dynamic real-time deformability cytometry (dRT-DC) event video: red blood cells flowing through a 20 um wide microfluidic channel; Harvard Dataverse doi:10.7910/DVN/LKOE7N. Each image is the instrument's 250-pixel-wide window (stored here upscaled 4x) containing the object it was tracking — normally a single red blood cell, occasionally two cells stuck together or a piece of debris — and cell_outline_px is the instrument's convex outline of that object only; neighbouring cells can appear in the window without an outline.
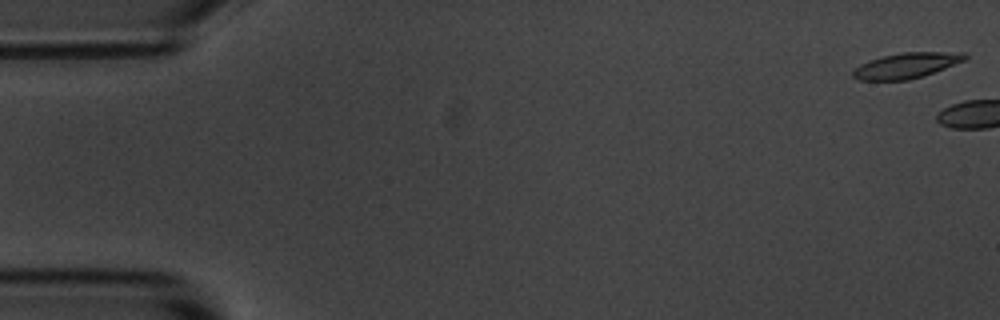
{"species": "common noctule bat (a hibernating species)", "species_latin": "Nyctalus noctula", "temperature_condition": "room temperature", "stored_images_in_passage": 4, "camera_frame_rate_fps": 3000, "um_per_image_px": 0.085, "animal": {"sex": "male", "body_mass_g": 20.1, "forearm_length_mm": 53.5}, "frame": {"image": 1, "passage_image": 1, "time_ms": 0.0, "image_size_px": [1000, 320], "cell_outline_px": [[968, 56], [964, 60], [924, 76], [908, 80], [860, 80], [852, 76], [852, 72], [860, 64], [868, 60], [880, 56], [900, 52], [964, 52]], "centroid_in_image_um": [77.02, 5.56], "position_along_channel_um": 8.0, "area_um2": 16.65}}